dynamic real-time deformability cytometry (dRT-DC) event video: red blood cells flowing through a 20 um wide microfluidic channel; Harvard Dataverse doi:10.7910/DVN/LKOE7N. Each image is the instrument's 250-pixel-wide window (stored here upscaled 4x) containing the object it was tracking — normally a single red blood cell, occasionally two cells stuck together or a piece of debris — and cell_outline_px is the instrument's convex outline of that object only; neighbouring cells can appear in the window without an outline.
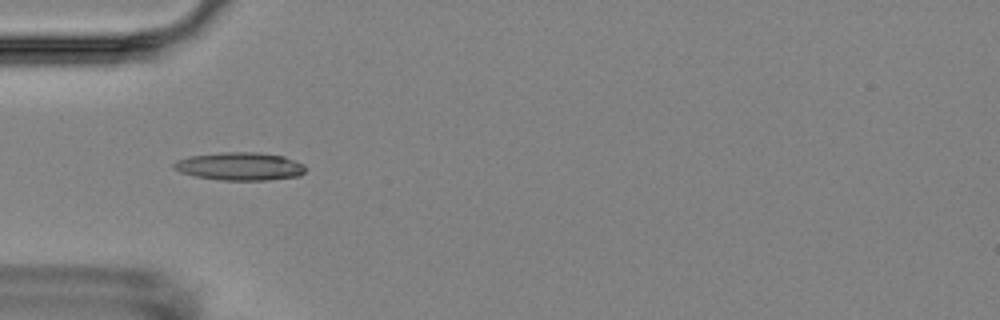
{"species": "Egyptian fruit bat (a non-hibernating species)", "species_latin": "Rousettus aegyptiacus", "temperature_condition": "room temperature", "stored_images_in_passage": 2, "camera_frame_rate_fps": 3000, "um_per_image_px": 0.085, "animal": {"sex": "female"}, "frame": {"image": 1, "passage_image": 1, "time_ms": 0.0, "image_size_px": [1000, 320], "cell_outline_px": [[304, 172], [300, 176], [268, 180], [220, 180], [196, 176], [180, 172], [172, 168], [172, 164], [176, 160], [188, 156], [224, 152], [256, 152], [284, 156], [304, 164]], "centroid_in_image_um": [20.37, 14.13], "position_along_channel_um": 64.6, "area_um2": 21.56}}